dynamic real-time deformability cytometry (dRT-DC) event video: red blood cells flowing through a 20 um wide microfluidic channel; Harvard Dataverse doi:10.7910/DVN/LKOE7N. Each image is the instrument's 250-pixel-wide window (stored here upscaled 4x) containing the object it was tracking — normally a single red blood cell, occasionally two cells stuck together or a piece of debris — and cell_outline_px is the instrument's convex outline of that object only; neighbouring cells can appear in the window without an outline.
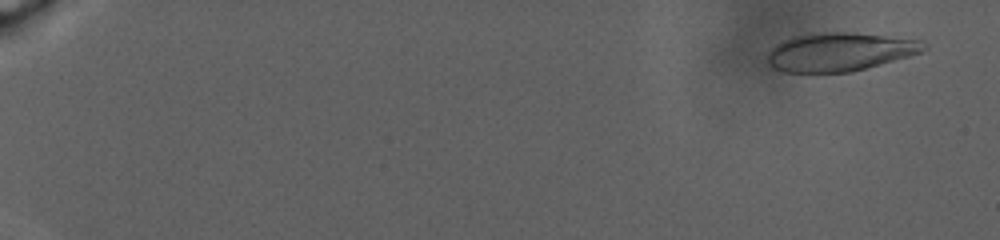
{"species": "human", "species_latin": "Homo sapiens", "temperature_condition": "warm", "stored_images_in_passage": 92, "camera_frame_rate_fps": 3000, "um_per_image_px": 0.085, "donor": {"sex": "male"}, "frame": {"image": 1, "passage_image": 6, "time_ms": 1.667, "image_size_px": [1000, 240], "cell_outline_px": [[928, 48], [920, 52], [908, 56], [852, 72], [784, 72], [772, 68], [768, 64], [768, 52], [776, 44], [792, 36], [812, 32], [852, 32], [920, 40], [928, 44]], "centroid_in_image_um": [71.35, 4.4], "position_along_channel_um": 13.7, "area_um2": 35.14}}
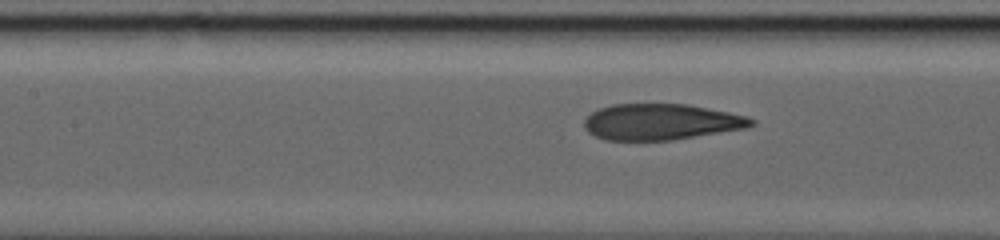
{"frame": {"image": 2, "passage_image": 55, "time_ms": 16.667, "image_size_px": [1000, 240], "cell_outline_px": [[756, 124], [748, 128], [672, 140], [604, 140], [588, 132], [584, 128], [584, 120], [592, 112], [600, 108], [612, 104], [688, 104], [748, 116], [756, 120]], "centroid_in_image_um": [56.22, 10.36], "position_along_channel_um": 151.2, "area_um2": 35.26}}
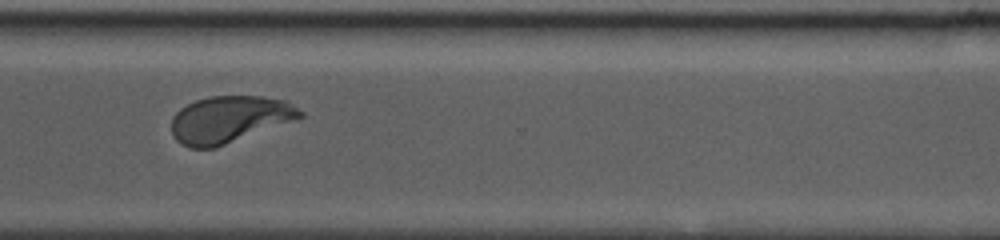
{"frame": {"image": 3, "passage_image": 91, "time_ms": 25.333, "image_size_px": [1000, 240], "cell_outline_px": [[304, 116], [296, 120], [216, 148], [188, 148], [180, 144], [172, 136], [172, 116], [180, 108], [196, 100], [208, 96], [260, 96], [284, 100], [304, 112]], "centroid_in_image_um": [19.48, 10.16], "position_along_channel_um": 351.1, "area_um2": 35.37}}